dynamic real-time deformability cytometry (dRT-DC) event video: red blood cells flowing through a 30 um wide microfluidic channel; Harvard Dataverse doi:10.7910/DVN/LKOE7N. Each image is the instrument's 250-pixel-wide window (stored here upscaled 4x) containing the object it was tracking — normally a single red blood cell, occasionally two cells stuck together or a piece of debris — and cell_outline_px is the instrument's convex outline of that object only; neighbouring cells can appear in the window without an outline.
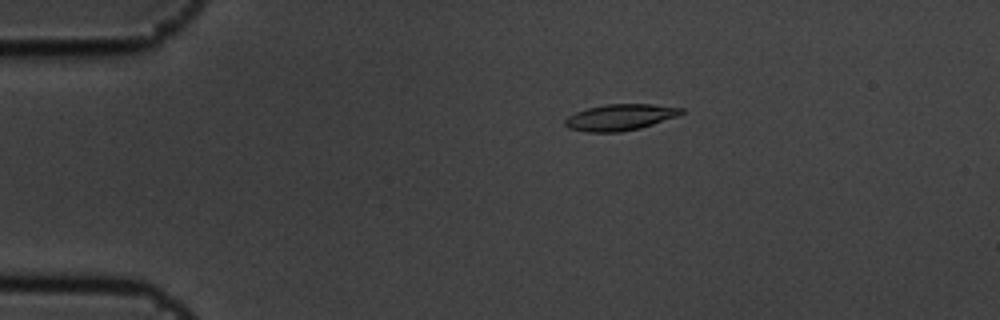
{"species": "common noctule bat (a hibernating species)", "species_latin": "Nyctalus noctula", "temperature_condition": "cold", "stored_images_in_passage": 10, "camera_frame_rate_fps": 3000, "um_per_image_px": 0.085, "animal": {"sex": "male", "body_mass_g": 19.5, "forearm_length_mm": 54.6}, "frame": {"image": 1, "passage_image": 3, "time_ms": 0.667, "image_size_px": [1000, 320], "cell_outline_px": [[684, 112], [676, 116], [640, 128], [620, 132], [588, 132], [568, 128], [564, 124], [564, 120], [568, 116], [576, 112], [588, 108], [608, 104], [652, 104], [684, 108]], "centroid_in_image_um": [52.69, 9.97], "position_along_channel_um": 32.3, "area_um2": 17.63}}
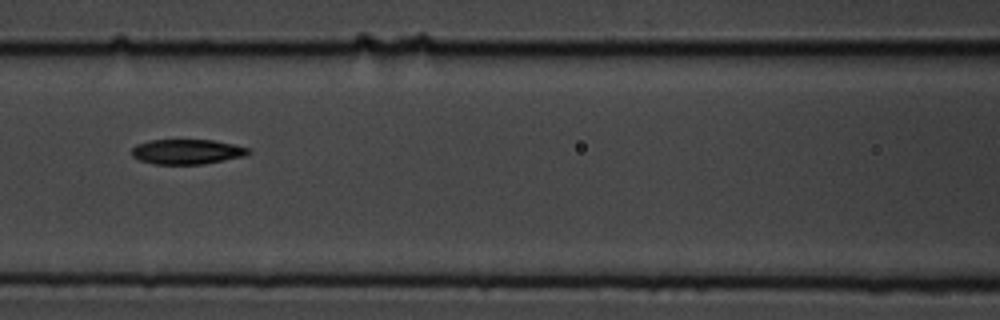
{"frame": {"image": 2, "passage_image": 7, "time_ms": 2.0, "image_size_px": [1000, 320], "cell_outline_px": [[252, 152], [244, 156], [204, 164], [152, 164], [140, 160], [132, 156], [132, 148], [136, 144], [148, 140], [212, 140], [252, 148]], "centroid_in_image_um": [15.9, 12.89], "position_along_channel_um": 150.7, "area_um2": 17.05}}
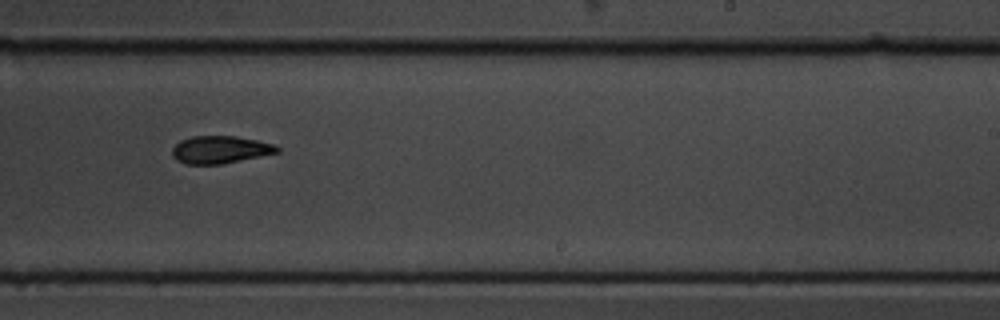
{"frame": {"image": 3, "passage_image": 10, "time_ms": 3.0, "image_size_px": [1000, 320], "cell_outline_px": [[280, 152], [220, 164], [184, 164], [176, 160], [172, 156], [172, 148], [180, 140], [192, 136], [236, 136], [276, 144], [280, 148]], "centroid_in_image_um": [18.7, 12.71], "position_along_channel_um": 270.3, "area_um2": 16.88}}